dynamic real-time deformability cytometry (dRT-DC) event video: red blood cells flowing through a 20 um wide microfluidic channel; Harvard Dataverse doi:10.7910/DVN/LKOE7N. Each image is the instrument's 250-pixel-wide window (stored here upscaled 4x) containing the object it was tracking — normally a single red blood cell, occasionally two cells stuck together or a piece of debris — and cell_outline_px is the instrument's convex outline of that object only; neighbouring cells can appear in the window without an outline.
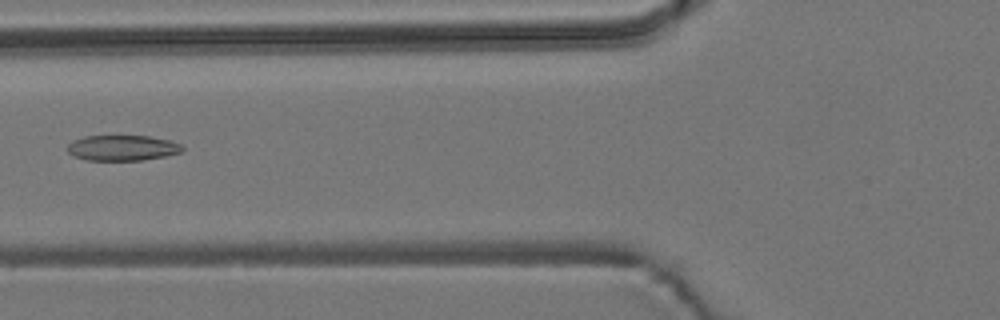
{"species": "common noctule bat (a hibernating species)", "species_latin": "Nyctalus noctula", "temperature_condition": "room temperature", "stored_images_in_passage": 5, "camera_frame_rate_fps": 3000, "um_per_image_px": 0.085, "animal": {"sex": "male", "body_mass_g": 19.2, "forearm_length_mm": 51.8}, "frame": {"image": 1, "passage_image": 4, "time_ms": 3.667, "image_size_px": [1000, 320], "cell_outline_px": [[184, 148], [180, 152], [164, 156], [140, 160], [88, 160], [72, 156], [68, 152], [68, 144], [72, 140], [84, 136], [148, 136], [172, 140], [180, 144]], "centroid_in_image_um": [10.38, 12.56], "position_along_channel_um": 115.4, "area_um2": 17.05}}
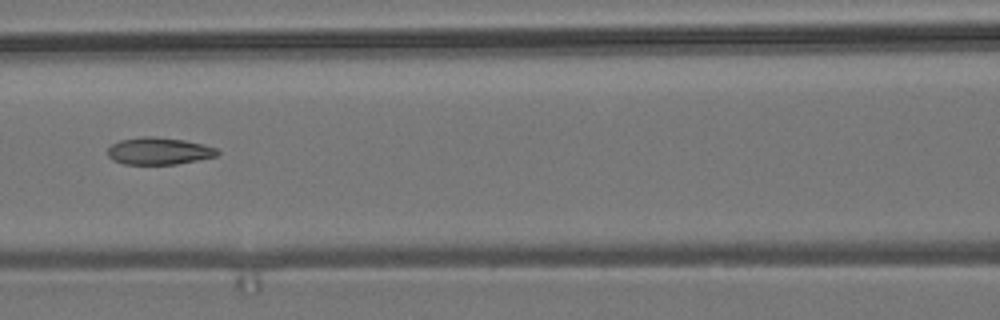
{"frame": {"image": 2, "passage_image": 5, "time_ms": 4.667, "image_size_px": [1000, 320], "cell_outline_px": [[220, 152], [216, 156], [176, 164], [124, 164], [112, 160], [108, 156], [108, 148], [112, 144], [120, 140], [140, 136], [152, 136], [184, 140], [204, 144], [216, 148]], "centroid_in_image_um": [13.49, 12.83], "position_along_channel_um": 153.1, "area_um2": 17.34}}